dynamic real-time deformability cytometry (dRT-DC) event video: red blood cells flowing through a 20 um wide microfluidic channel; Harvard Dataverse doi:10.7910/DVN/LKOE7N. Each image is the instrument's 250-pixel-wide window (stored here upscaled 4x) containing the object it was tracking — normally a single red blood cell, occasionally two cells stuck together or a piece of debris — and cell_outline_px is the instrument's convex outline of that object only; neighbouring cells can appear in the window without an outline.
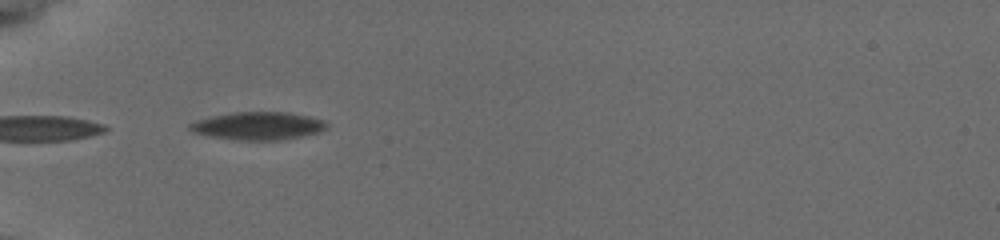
{"species": "common noctule bat (a hibernating species)", "species_latin": "Nyctalus noctula", "temperature_condition": "cold", "stored_images_in_passage": 13, "camera_frame_rate_fps": 3000, "um_per_image_px": 0.085, "animal": {"sex": "female", "body_mass_g": 19.5, "forearm_length_mm": 54.1}, "frame": {"image": 1, "passage_image": 1, "time_ms": 0.0, "image_size_px": [1000, 240], "cell_outline_px": [[328, 128], [320, 132], [300, 136], [276, 140], [240, 140], [212, 136], [192, 132], [188, 128], [188, 124], [196, 120], [212, 116], [232, 112], [288, 112], [308, 116], [324, 120], [328, 124]], "centroid_in_image_um": [21.94, 10.69], "position_along_channel_um": 63.1, "area_um2": 22.14}}
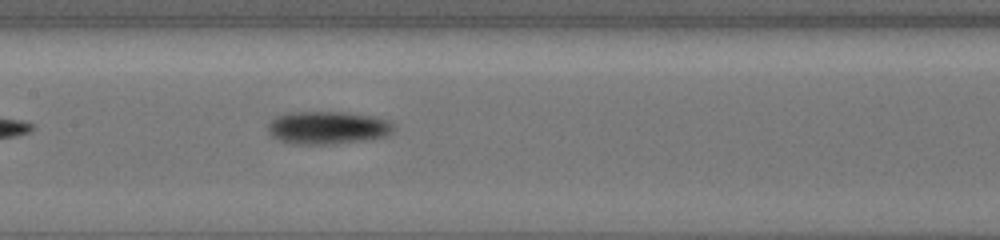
{"frame": {"image": 2, "passage_image": 10, "time_ms": 3.333, "image_size_px": [1000, 240], "cell_outline_px": [[396, 132], [388, 136], [368, 140], [332, 144], [296, 144], [280, 140], [272, 136], [268, 132], [268, 124], [276, 116], [288, 112], [348, 112], [372, 116], [392, 120], [396, 128]], "centroid_in_image_um": [27.94, 10.85], "position_along_channel_um": 179.5, "area_um2": 24.57}}
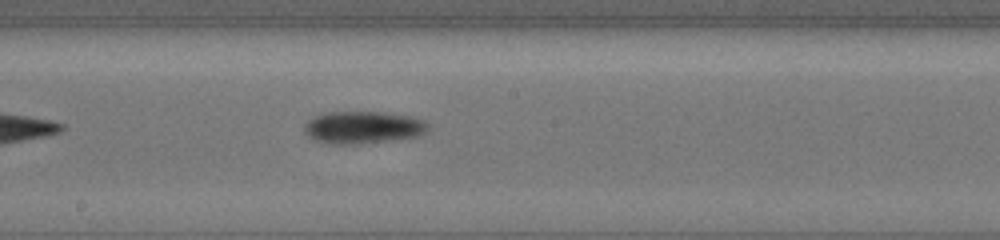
{"frame": {"image": 3, "passage_image": 13, "time_ms": 4.333, "image_size_px": [1000, 240], "cell_outline_px": [[428, 128], [424, 132], [416, 136], [356, 144], [332, 144], [316, 140], [308, 136], [304, 132], [304, 124], [312, 116], [324, 112], [388, 112], [412, 116], [424, 120], [428, 124]], "centroid_in_image_um": [30.81, 10.8], "position_along_channel_um": 217.4, "area_um2": 23.29}}